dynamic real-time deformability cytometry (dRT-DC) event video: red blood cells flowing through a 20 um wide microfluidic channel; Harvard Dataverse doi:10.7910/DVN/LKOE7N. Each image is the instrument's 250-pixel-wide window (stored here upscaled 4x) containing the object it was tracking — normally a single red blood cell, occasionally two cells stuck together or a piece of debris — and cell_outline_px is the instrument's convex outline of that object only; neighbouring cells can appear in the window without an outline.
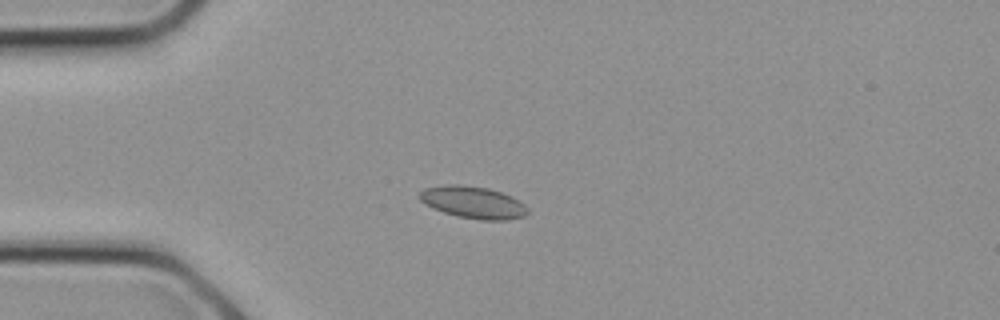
{"species": "common noctule bat (a hibernating species)", "species_latin": "Nyctalus noctula", "temperature_condition": "cold", "stored_images_in_passage": 16, "camera_frame_rate_fps": 3000, "um_per_image_px": 0.085, "animal": {"sex": "female", "body_mass_g": 21.9}, "frame": {"image": 1, "passage_image": 7, "time_ms": 2.0, "image_size_px": [1000, 320], "cell_outline_px": [[528, 212], [524, 216], [508, 220], [480, 220], [456, 216], [444, 212], [420, 200], [420, 192], [424, 188], [448, 184], [460, 184], [488, 188], [512, 196], [524, 204], [528, 208]], "centroid_in_image_um": [40.25, 17.2], "position_along_channel_um": 44.7, "area_um2": 20.06}}
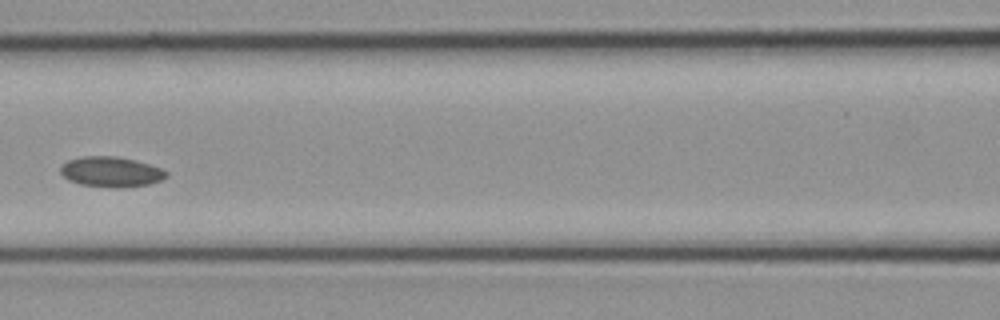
{"frame": {"image": 2, "passage_image": 12, "time_ms": 3.667, "image_size_px": [1000, 320], "cell_outline_px": [[168, 176], [160, 180], [148, 184], [120, 188], [116, 188], [80, 184], [68, 180], [60, 172], [60, 168], [68, 160], [80, 156], [116, 156], [148, 164], [160, 168], [168, 172]], "centroid_in_image_um": [9.42, 14.61], "position_along_channel_um": 157.2, "area_um2": 18.5}}
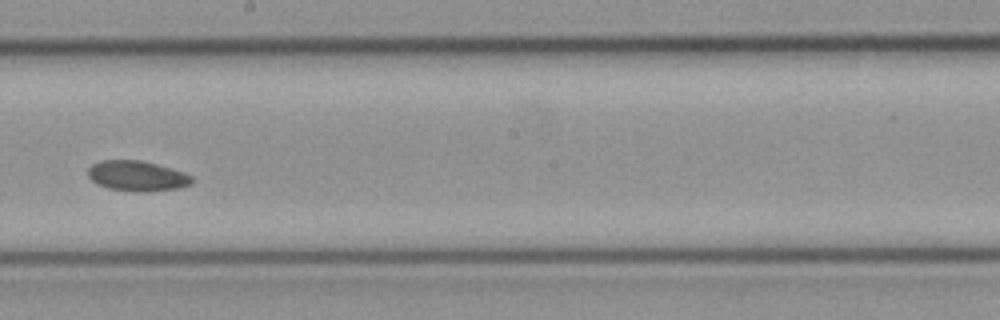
{"frame": {"image": 3, "passage_image": 15, "time_ms": 4.667, "image_size_px": [1000, 320], "cell_outline_px": [[192, 184], [180, 188], [140, 192], [108, 188], [96, 184], [88, 176], [88, 168], [92, 164], [100, 160], [140, 160], [172, 168], [184, 172], [192, 176]], "centroid_in_image_um": [11.65, 14.95], "position_along_channel_um": 236.6, "area_um2": 18.38}}